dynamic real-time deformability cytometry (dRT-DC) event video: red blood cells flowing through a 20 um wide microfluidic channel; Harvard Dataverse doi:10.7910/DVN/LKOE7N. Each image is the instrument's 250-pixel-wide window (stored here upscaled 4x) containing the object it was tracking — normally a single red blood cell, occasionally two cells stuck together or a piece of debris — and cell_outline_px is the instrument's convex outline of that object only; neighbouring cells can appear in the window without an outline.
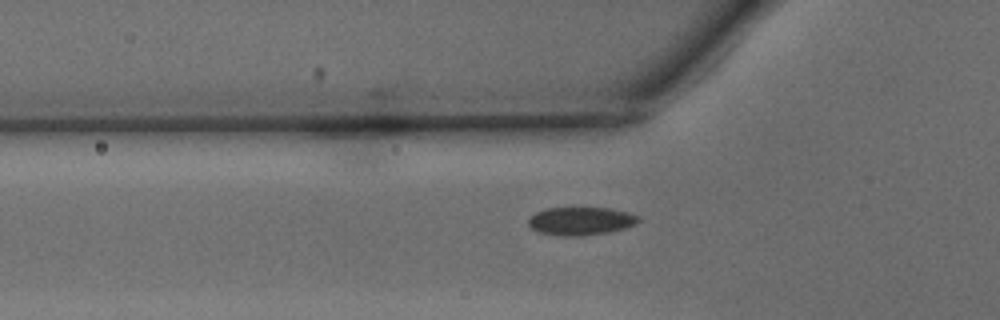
{"species": "common noctule bat (a hibernating species)", "species_latin": "Nyctalus noctula", "temperature_condition": "warm", "stored_images_in_passage": 36, "camera_frame_rate_fps": 3000, "um_per_image_px": 0.085, "animal": {"sex": "male", "body_mass_g": 15.6}, "frame": {"image": 1, "passage_image": 3, "time_ms": 0.667, "image_size_px": [1000, 320], "cell_outline_px": [[640, 220], [636, 224], [624, 228], [608, 232], [580, 236], [564, 236], [536, 232], [528, 224], [528, 220], [536, 212], [548, 208], [608, 208], [628, 212], [640, 216]], "centroid_in_image_um": [49.38, 18.79], "position_along_channel_um": 76.4, "area_um2": 17.98}}
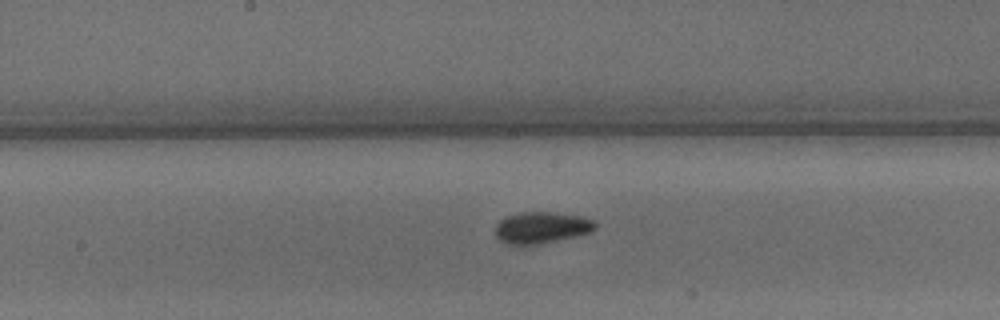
{"frame": {"image": 2, "passage_image": 12, "time_ms": 3.667, "image_size_px": [1000, 320], "cell_outline_px": [[596, 228], [592, 232], [556, 240], [516, 248], [504, 244], [496, 236], [496, 224], [504, 216], [520, 212], [552, 212], [580, 216], [592, 220], [596, 224]], "centroid_in_image_um": [45.95, 19.37], "position_along_channel_um": 202.3, "area_um2": 18.67}}
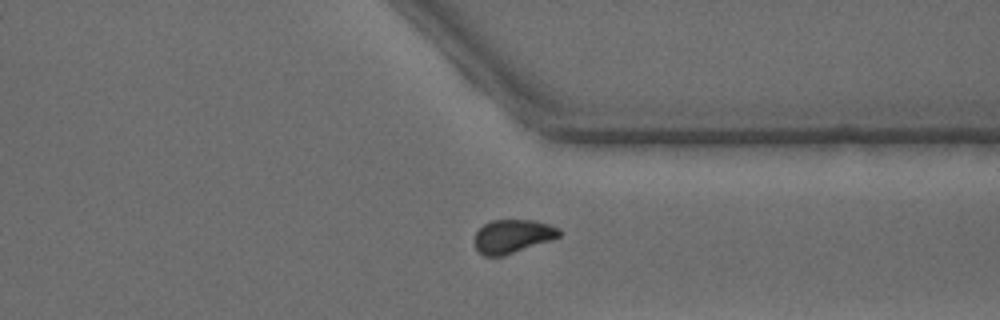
{"frame": {"image": 3, "passage_image": 24, "time_ms": 7.667, "image_size_px": [1000, 320], "cell_outline_px": [[564, 232], [560, 236], [552, 240], [504, 256], [484, 256], [476, 248], [472, 240], [476, 232], [484, 224], [492, 220], [532, 220], [548, 224], [560, 228]], "centroid_in_image_um": [43.58, 20.09], "position_along_channel_um": 367.8, "area_um2": 16.82}}